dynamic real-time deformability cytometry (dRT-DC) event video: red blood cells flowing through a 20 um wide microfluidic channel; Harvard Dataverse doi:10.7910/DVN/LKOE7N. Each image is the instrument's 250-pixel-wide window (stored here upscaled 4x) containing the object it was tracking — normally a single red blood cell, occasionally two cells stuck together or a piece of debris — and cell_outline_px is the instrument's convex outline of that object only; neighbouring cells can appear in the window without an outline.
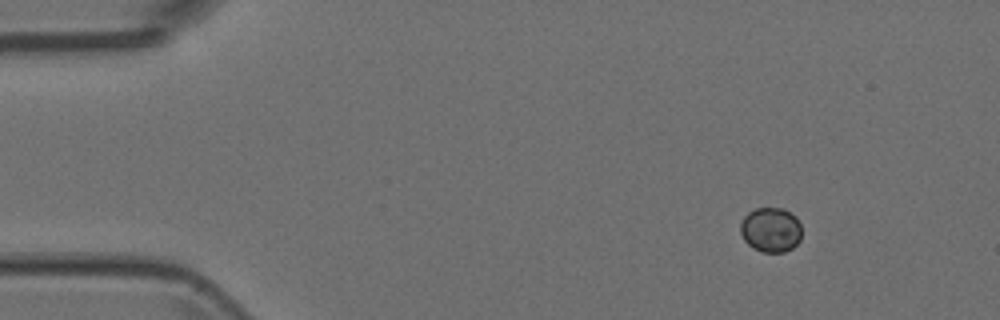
{"species": "Egyptian fruit bat (a non-hibernating species)", "species_latin": "Rousettus aegyptiacus", "temperature_condition": "room temperature", "stored_images_in_passage": 4, "camera_frame_rate_fps": 3000, "um_per_image_px": 0.085, "animal": {"sex": "female"}, "frame": {"image": 1, "passage_image": 1, "time_ms": 0.0, "image_size_px": [1000, 320], "cell_outline_px": [[800, 240], [792, 248], [784, 252], [760, 252], [752, 248], [744, 240], [740, 232], [740, 224], [744, 216], [748, 212], [756, 208], [784, 208], [796, 216], [800, 224]], "centroid_in_image_um": [65.5, 19.53], "position_along_channel_um": 19.5, "area_um2": 16.13}}
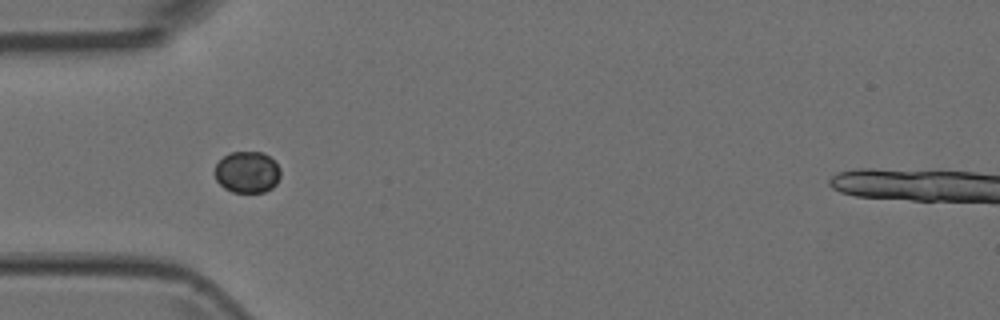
{"frame": {"image": 2, "passage_image": 4, "time_ms": 1.0, "image_size_px": [1000, 320], "cell_outline_px": [[280, 176], [276, 184], [272, 188], [264, 192], [232, 192], [224, 188], [216, 180], [212, 172], [216, 164], [224, 156], [232, 152], [264, 152], [280, 168]], "centroid_in_image_um": [20.98, 14.64], "position_along_channel_um": 64.0, "area_um2": 16.01}}